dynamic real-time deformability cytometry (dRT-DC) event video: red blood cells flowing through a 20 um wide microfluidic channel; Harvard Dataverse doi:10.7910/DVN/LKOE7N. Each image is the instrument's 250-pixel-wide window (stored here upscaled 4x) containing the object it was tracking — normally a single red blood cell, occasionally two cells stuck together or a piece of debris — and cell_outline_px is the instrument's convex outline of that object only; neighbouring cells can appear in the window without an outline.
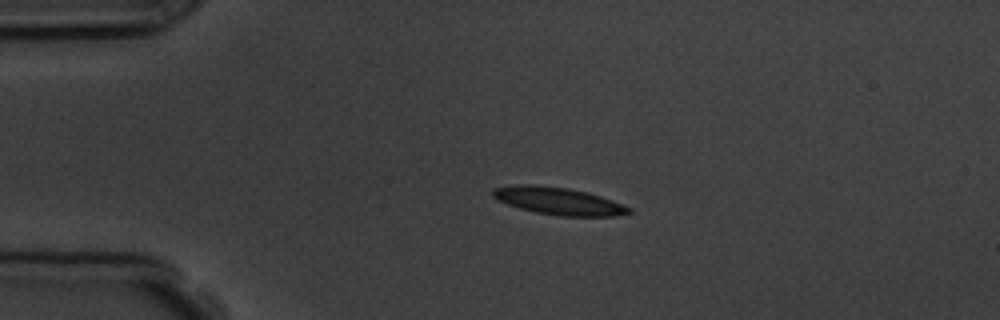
{"species": "common noctule bat (a hibernating species)", "species_latin": "Nyctalus noctula", "temperature_condition": "room temperature", "stored_images_in_passage": 4, "camera_frame_rate_fps": 3000, "um_per_image_px": 0.085, "animal": {"sex": "male", "body_mass_g": 19.5, "forearm_length_mm": 54.6}, "frame": {"image": 1, "passage_image": 3, "time_ms": 2.333, "image_size_px": [1000, 320], "cell_outline_px": [[632, 212], [616, 216], [560, 216], [536, 212], [520, 208], [496, 200], [492, 196], [492, 192], [496, 188], [516, 184], [532, 184], [568, 188], [588, 192], [612, 200], [632, 208]], "centroid_in_image_um": [47.48, 17.08], "position_along_channel_um": 37.5, "area_um2": 21.68}}